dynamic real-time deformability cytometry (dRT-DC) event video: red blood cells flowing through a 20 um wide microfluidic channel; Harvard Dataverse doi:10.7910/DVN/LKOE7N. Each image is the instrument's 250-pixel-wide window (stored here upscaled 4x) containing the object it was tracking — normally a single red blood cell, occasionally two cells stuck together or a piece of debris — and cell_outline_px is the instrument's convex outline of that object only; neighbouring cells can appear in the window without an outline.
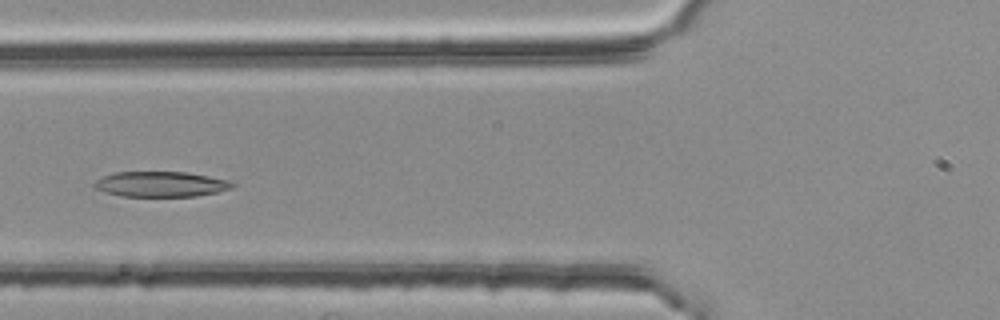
{"species": "common noctule bat (a hibernating species)", "species_latin": "Nyctalus noctula", "temperature_condition": "room temperature", "stored_images_in_passage": 50, "camera_frame_rate_fps": 3000, "um_per_image_px": 0.085, "animal": {"sex": "female", "body_mass_g": 25.1}, "frame": {"image": 1, "passage_image": 19, "time_ms": 6.0, "image_size_px": [1000, 320], "cell_outline_px": [[236, 184], [232, 188], [216, 192], [196, 196], [120, 196], [92, 188], [92, 184], [96, 180], [104, 176], [116, 172], [184, 172], [208, 176], [228, 180]], "centroid_in_image_um": [13.64, 15.65], "position_along_channel_um": 112.2, "area_um2": 20.29}}
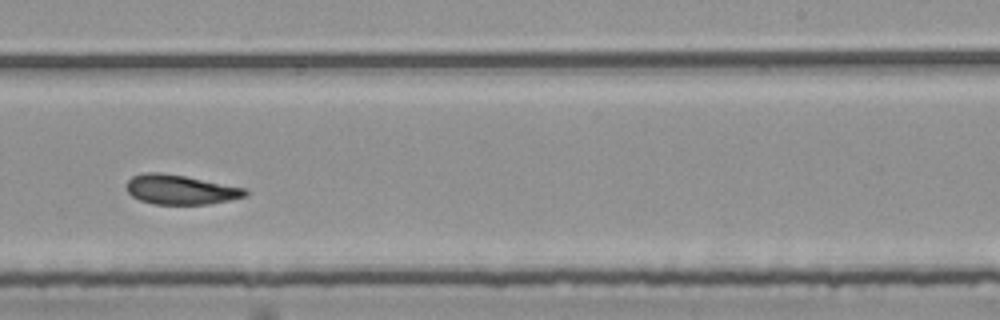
{"frame": {"image": 2, "passage_image": 32, "time_ms": 10.333, "image_size_px": [1000, 320], "cell_outline_px": [[248, 196], [208, 204], [152, 204], [140, 200], [132, 196], [128, 192], [128, 180], [132, 176], [148, 172], [160, 172], [184, 176], [248, 188]], "centroid_in_image_um": [15.38, 16.12], "position_along_channel_um": 273.6, "area_um2": 20.4}}
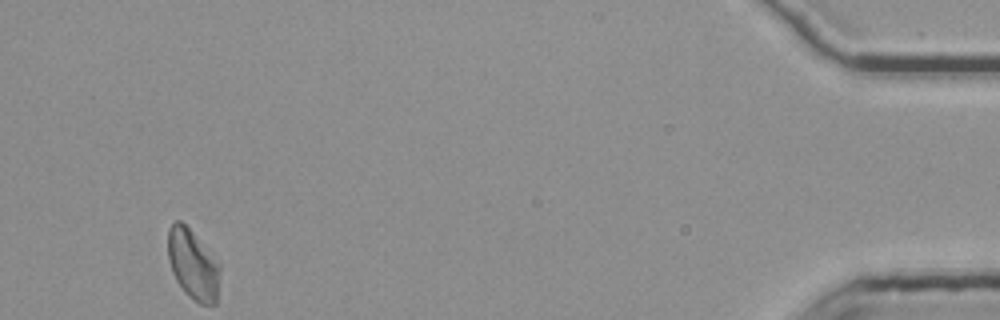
{"frame": {"image": 3, "passage_image": 50, "time_ms": 16.333, "image_size_px": [1000, 320], "cell_outline_px": [[220, 268], [216, 304], [200, 304], [192, 300], [184, 292], [176, 280], [172, 272], [168, 260], [168, 228], [176, 220], [180, 220], [192, 232], [220, 264]], "centroid_in_image_um": [16.38, 22.51], "position_along_channel_um": 418.8, "area_um2": 21.1}, "authors_computed_cell_mechanics": {"area_um2": 21.0392, "velocity_mm_per_s": 3.7328, "shape_relaxation_time_tau1_ms": 9.7422, "shape_relaxation_time_tau2_ms": 3.5835, "deformation_change_tau1": 0.2009, "deformation_change_tau2": 0.0973}}